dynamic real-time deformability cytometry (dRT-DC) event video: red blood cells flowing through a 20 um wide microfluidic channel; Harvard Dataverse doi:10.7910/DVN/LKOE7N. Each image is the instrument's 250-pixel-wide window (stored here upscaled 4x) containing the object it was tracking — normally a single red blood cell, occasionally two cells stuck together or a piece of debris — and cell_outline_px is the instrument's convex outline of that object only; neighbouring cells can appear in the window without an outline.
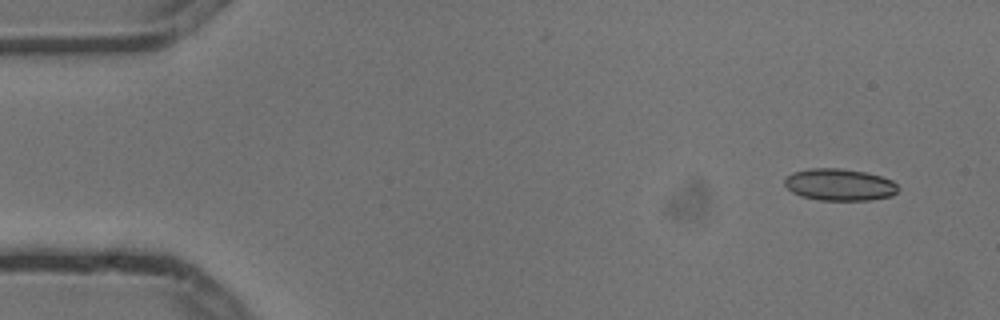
{"species": "common noctule bat (a hibernating species)", "species_latin": "Nyctalus noctula", "temperature_condition": "cold", "stored_images_in_passage": 4, "camera_frame_rate_fps": 3000, "um_per_image_px": 0.085, "animal": {"sex": "male", "body_mass_g": 13.3}, "frame": {"image": 1, "passage_image": 1, "time_ms": 0.0, "image_size_px": [1000, 320], "cell_outline_px": [[896, 192], [892, 196], [868, 200], [820, 200], [800, 196], [792, 192], [784, 184], [784, 180], [788, 176], [796, 172], [812, 168], [840, 168], [864, 172], [880, 176], [892, 180], [896, 184]], "centroid_in_image_um": [71.35, 15.7], "position_along_channel_um": 13.7, "area_um2": 20.87}}